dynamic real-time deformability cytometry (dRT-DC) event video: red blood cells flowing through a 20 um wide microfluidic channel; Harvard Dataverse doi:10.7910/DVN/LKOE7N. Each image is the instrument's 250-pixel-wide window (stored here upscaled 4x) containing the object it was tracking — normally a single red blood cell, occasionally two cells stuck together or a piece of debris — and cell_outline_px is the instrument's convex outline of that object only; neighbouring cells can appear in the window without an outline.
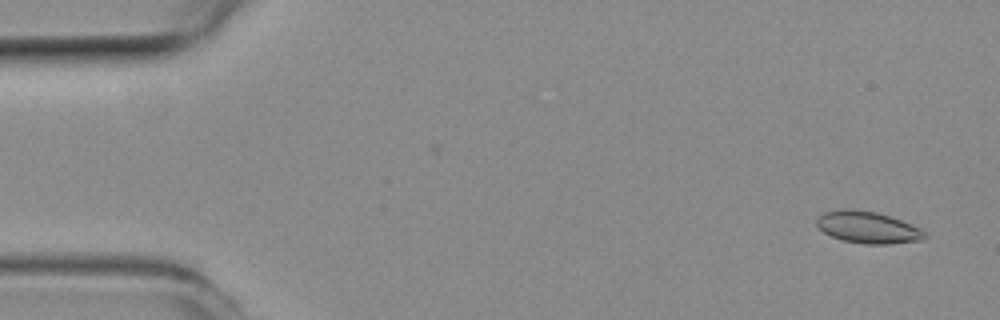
{"species": "common noctule bat (a hibernating species)", "species_latin": "Nyctalus noctula", "temperature_condition": "room temperature", "stored_images_in_passage": 45, "camera_frame_rate_fps": 3000, "um_per_image_px": 0.085, "animal": {"sex": "female", "body_mass_g": 19.3, "forearm_length_mm": 54.1}, "frame": {"image": 1, "passage_image": 2, "time_ms": 0.333, "image_size_px": [1000, 320], "cell_outline_px": [[928, 236], [920, 240], [888, 244], [864, 244], [844, 240], [832, 236], [824, 232], [816, 224], [816, 220], [824, 212], [840, 208], [852, 208], [876, 212], [900, 220], [920, 228]], "centroid_in_image_um": [73.74, 19.31], "position_along_channel_um": 11.3, "area_um2": 19.88}}
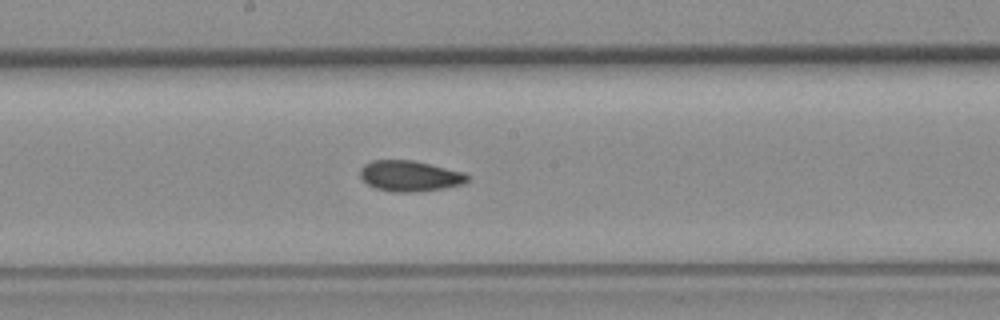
{"frame": {"image": 2, "passage_image": 27, "time_ms": 8.667, "image_size_px": [1000, 320], "cell_outline_px": [[472, 176], [464, 184], [444, 188], [416, 192], [392, 192], [376, 188], [368, 184], [360, 176], [360, 168], [364, 164], [372, 160], [412, 160], [464, 172]], "centroid_in_image_um": [34.86, 14.96], "position_along_channel_um": 213.3, "area_um2": 19.31}}
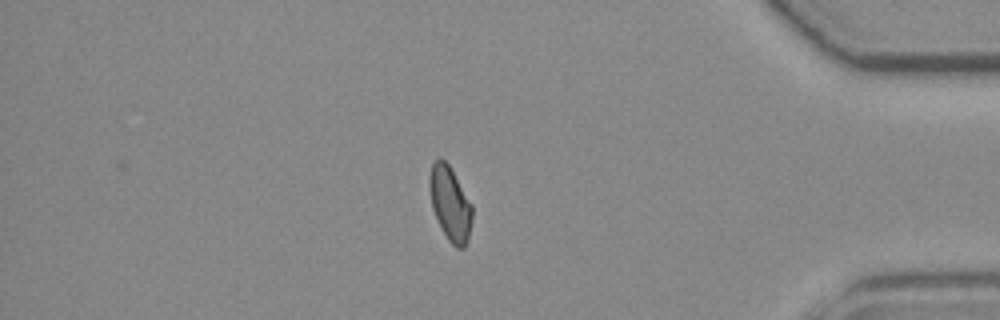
{"frame": {"image": 3, "passage_image": 44, "time_ms": 14.333, "image_size_px": [1000, 320], "cell_outline_px": [[472, 220], [468, 240], [464, 248], [456, 248], [448, 240], [432, 208], [428, 184], [428, 180], [432, 164], [440, 156], [448, 164], [472, 204]], "centroid_in_image_um": [38.26, 17.3], "position_along_channel_um": 396.9, "area_um2": 18.32}}